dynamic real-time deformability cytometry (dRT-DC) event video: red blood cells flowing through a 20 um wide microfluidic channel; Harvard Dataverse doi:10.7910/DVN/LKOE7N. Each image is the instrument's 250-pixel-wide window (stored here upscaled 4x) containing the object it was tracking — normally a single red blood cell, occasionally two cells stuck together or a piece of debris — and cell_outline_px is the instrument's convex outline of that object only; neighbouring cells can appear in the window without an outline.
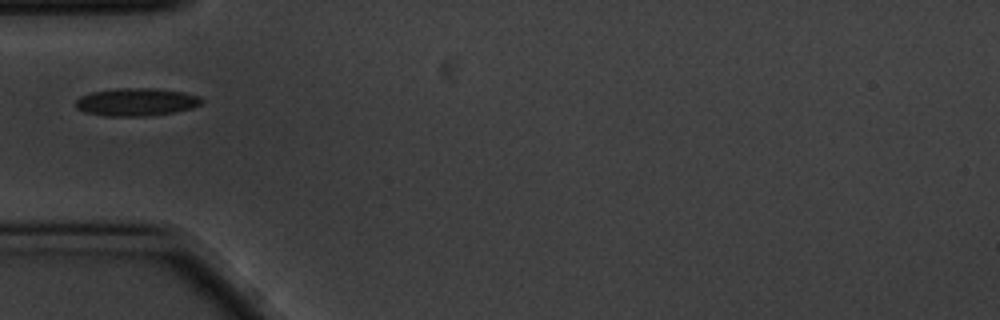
{"species": "common noctule bat (a hibernating species)", "species_latin": "Nyctalus noctula", "temperature_condition": "cold", "stored_images_in_passage": 1, "camera_frame_rate_fps": 3000, "um_per_image_px": 0.085, "animal": {"sex": "male", "body_mass_g": 20.1, "forearm_length_mm": 53.5}, "frame": {"image": 1, "passage_image": 1, "time_ms": 0.0, "image_size_px": [1000, 320], "cell_outline_px": [[204, 100], [200, 104], [192, 108], [176, 112], [144, 116], [104, 116], [84, 112], [76, 108], [76, 100], [80, 96], [92, 92], [120, 88], [156, 88], [184, 92], [200, 96]], "centroid_in_image_um": [11.6, 8.67], "position_along_channel_um": 73.4, "area_um2": 20.52}}